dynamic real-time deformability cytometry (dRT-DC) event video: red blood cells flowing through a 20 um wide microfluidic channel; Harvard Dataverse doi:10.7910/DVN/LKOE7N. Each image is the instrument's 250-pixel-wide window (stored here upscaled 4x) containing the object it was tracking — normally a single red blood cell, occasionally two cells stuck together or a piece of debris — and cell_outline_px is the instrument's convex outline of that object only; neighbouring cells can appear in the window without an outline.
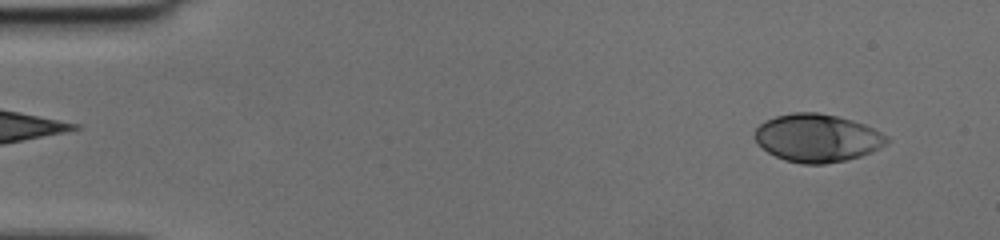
{"species": "human", "species_latin": "Homo sapiens", "temperature_condition": "cold", "stored_images_in_passage": 47, "camera_frame_rate_fps": 3000, "um_per_image_px": 0.085, "donor": {"sex": "female"}, "frame": {"image": 1, "passage_image": 3, "time_ms": 0.667, "image_size_px": [1000, 240], "cell_outline_px": [[888, 140], [884, 144], [860, 156], [844, 160], [824, 164], [800, 164], [784, 160], [768, 152], [756, 140], [756, 128], [760, 124], [776, 116], [792, 112], [816, 112], [836, 116], [852, 120], [864, 124], [888, 136]], "centroid_in_image_um": [69.44, 11.72], "position_along_channel_um": 15.6, "area_um2": 36.3}}
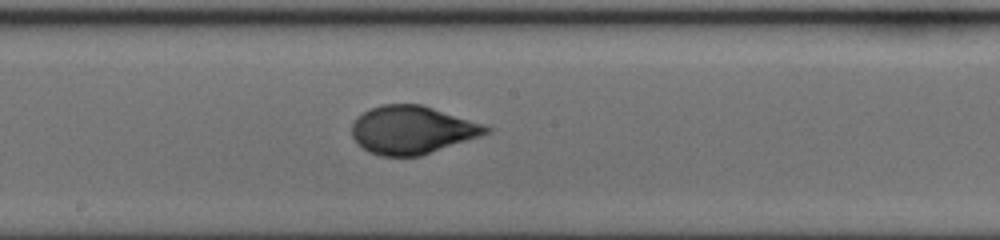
{"frame": {"image": 2, "passage_image": 26, "time_ms": 8.333, "image_size_px": [1000, 240], "cell_outline_px": [[492, 132], [420, 156], [380, 156], [368, 152], [356, 144], [352, 136], [352, 124], [356, 116], [380, 104], [420, 104], [484, 124], [492, 128]], "centroid_in_image_um": [35.0, 11.05], "position_along_channel_um": 213.2, "area_um2": 37.63}}
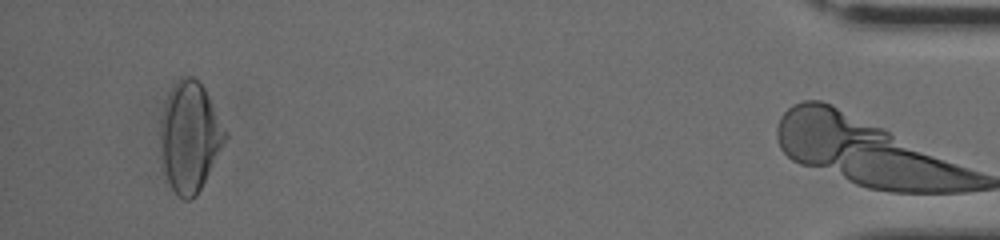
{"frame": {"image": 3, "passage_image": 46, "time_ms": 15.0, "image_size_px": [1000, 240], "cell_outline_px": [[228, 136], [196, 196], [192, 200], [184, 200], [172, 188], [168, 180], [160, 160], [160, 120], [168, 96], [176, 80], [180, 76], [192, 76], [204, 88], [228, 132]], "centroid_in_image_um": [16.12, 11.62], "position_along_channel_um": 419.1, "area_um2": 41.27}}